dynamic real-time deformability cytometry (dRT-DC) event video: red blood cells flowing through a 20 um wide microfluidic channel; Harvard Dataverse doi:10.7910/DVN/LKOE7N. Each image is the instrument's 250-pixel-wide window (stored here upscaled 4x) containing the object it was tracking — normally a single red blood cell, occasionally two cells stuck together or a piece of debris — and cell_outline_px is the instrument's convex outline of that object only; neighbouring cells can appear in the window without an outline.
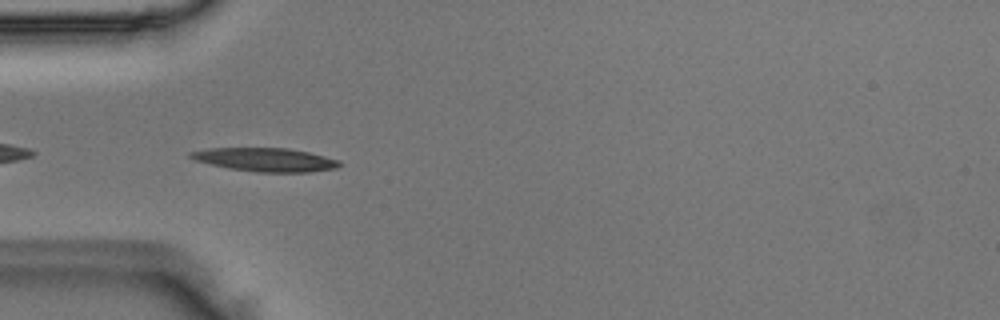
{"species": "Egyptian fruit bat (a non-hibernating species)", "species_latin": "Rousettus aegyptiacus", "temperature_condition": "room temperature", "stored_images_in_passage": 36, "camera_frame_rate_fps": 3000, "um_per_image_px": 0.085, "animal": {"sex": "male"}, "frame": {"image": 1, "passage_image": 2, "time_ms": 0.333, "image_size_px": [1000, 320], "cell_outline_px": [[340, 164], [336, 168], [308, 172], [256, 172], [228, 168], [196, 160], [188, 156], [188, 152], [208, 148], [288, 148], [308, 152], [340, 160]], "centroid_in_image_um": [22.55, 13.57], "position_along_channel_um": 62.5, "area_um2": 20.29}}
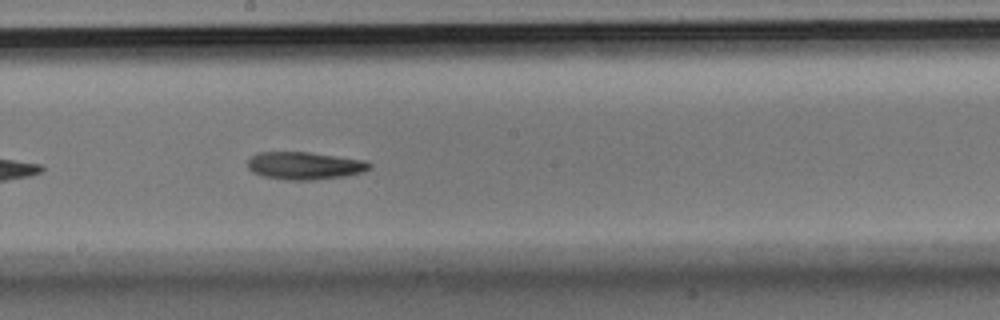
{"frame": {"image": 2, "passage_image": 14, "time_ms": 4.333, "image_size_px": [1000, 320], "cell_outline_px": [[372, 168], [364, 172], [344, 176], [312, 180], [288, 180], [264, 176], [252, 172], [248, 168], [248, 160], [256, 152], [308, 152], [364, 160], [372, 164]], "centroid_in_image_um": [25.9, 14.08], "position_along_channel_um": 222.3, "area_um2": 19.59}}
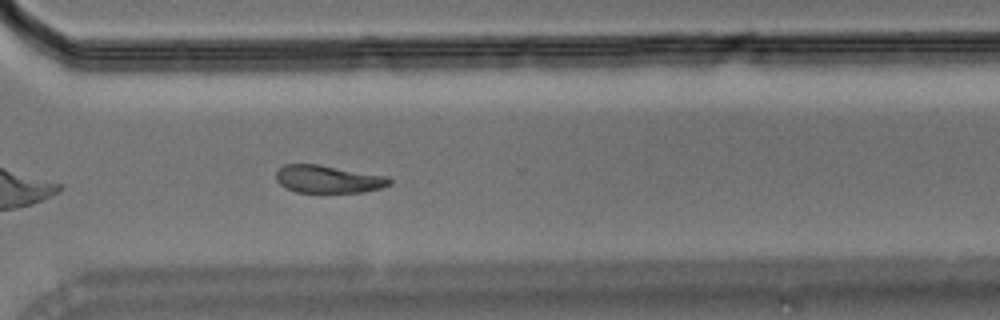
{"frame": {"image": 3, "passage_image": 23, "time_ms": 7.333, "image_size_px": [1000, 320], "cell_outline_px": [[392, 184], [380, 188], [364, 192], [296, 192], [284, 188], [276, 180], [276, 172], [284, 164], [320, 164], [388, 176], [392, 180]], "centroid_in_image_um": [27.9, 15.22], "position_along_channel_um": 342.7, "area_um2": 18.5}}